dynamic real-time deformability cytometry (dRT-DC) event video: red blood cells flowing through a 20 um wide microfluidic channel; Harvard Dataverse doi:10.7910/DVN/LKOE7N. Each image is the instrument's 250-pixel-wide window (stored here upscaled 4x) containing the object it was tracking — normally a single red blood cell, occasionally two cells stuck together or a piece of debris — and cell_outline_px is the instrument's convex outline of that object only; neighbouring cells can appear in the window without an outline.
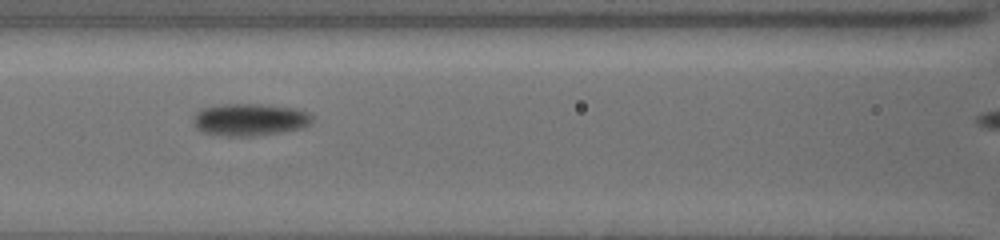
{"species": "common noctule bat (a hibernating species)", "species_latin": "Nyctalus noctula", "temperature_condition": "cold", "stored_images_in_passage": 60, "camera_frame_rate_fps": 3000, "um_per_image_px": 0.085, "animal": {"sex": "female", "body_mass_g": 19.5, "forearm_length_mm": 54.1}, "frame": {"image": 1, "passage_image": 28, "time_ms": 7.333, "image_size_px": [1000, 240], "cell_outline_px": [[312, 120], [308, 124], [300, 128], [280, 132], [252, 136], [228, 136], [204, 132], [196, 128], [192, 120], [196, 112], [200, 108], [220, 104], [260, 104], [292, 108], [304, 112], [312, 116]], "centroid_in_image_um": [21.15, 10.16], "position_along_channel_um": 145.5, "area_um2": 22.08}}
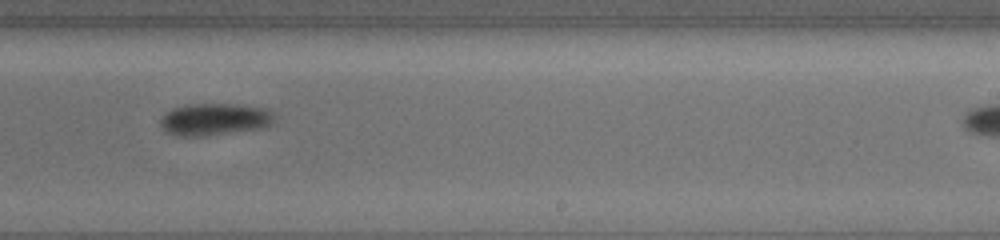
{"frame": {"image": 2, "passage_image": 38, "time_ms": 10.667, "image_size_px": [1000, 240], "cell_outline_px": [[272, 120], [268, 124], [260, 128], [204, 136], [180, 136], [168, 132], [160, 124], [160, 120], [172, 108], [184, 104], [236, 104], [264, 108], [272, 112]], "centroid_in_image_um": [18.19, 10.13], "position_along_channel_um": 270.8, "area_um2": 20.87}}
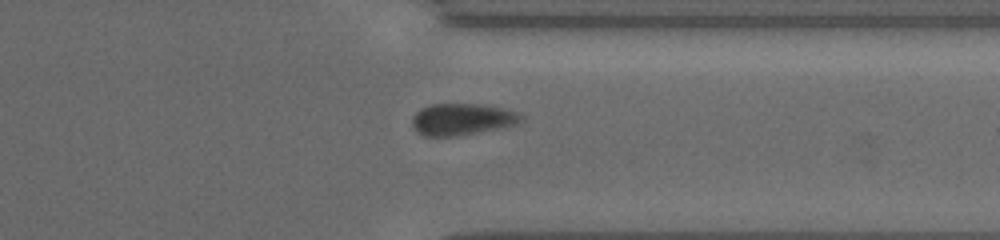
{"frame": {"image": 3, "passage_image": 51, "time_ms": 13.333, "image_size_px": [1000, 240], "cell_outline_px": [[524, 116], [512, 124], [496, 128], [456, 136], [424, 136], [412, 124], [412, 120], [416, 112], [432, 104], [480, 104], [504, 108]], "centroid_in_image_um": [39.22, 10.13], "position_along_channel_um": 372.2, "area_um2": 19.36}}